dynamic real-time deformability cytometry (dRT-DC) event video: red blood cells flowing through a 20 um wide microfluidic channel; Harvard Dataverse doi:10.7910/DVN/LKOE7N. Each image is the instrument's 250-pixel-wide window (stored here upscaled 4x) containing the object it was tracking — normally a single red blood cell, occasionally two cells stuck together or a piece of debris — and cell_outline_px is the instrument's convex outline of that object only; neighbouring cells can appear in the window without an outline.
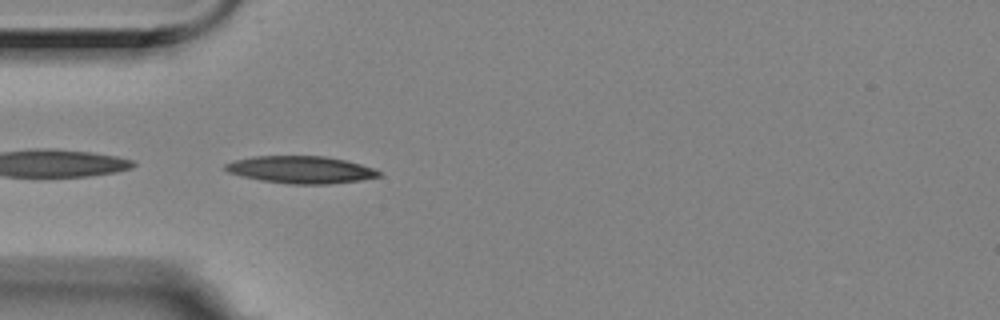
{"species": "Egyptian fruit bat (a non-hibernating species)", "species_latin": "Rousettus aegyptiacus", "temperature_condition": "room temperature", "stored_images_in_passage": 3, "camera_frame_rate_fps": 3000, "um_per_image_px": 0.085, "animal": {"sex": "female"}, "frame": {"image": 1, "passage_image": 3, "time_ms": 0.667, "image_size_px": [1000, 320], "cell_outline_px": [[380, 176], [360, 180], [328, 184], [288, 184], [260, 180], [228, 172], [224, 168], [224, 164], [232, 160], [252, 156], [324, 156], [344, 160], [360, 164], [372, 168], [380, 172]], "centroid_in_image_um": [25.52, 14.42], "position_along_channel_um": 59.5, "area_um2": 24.28}}